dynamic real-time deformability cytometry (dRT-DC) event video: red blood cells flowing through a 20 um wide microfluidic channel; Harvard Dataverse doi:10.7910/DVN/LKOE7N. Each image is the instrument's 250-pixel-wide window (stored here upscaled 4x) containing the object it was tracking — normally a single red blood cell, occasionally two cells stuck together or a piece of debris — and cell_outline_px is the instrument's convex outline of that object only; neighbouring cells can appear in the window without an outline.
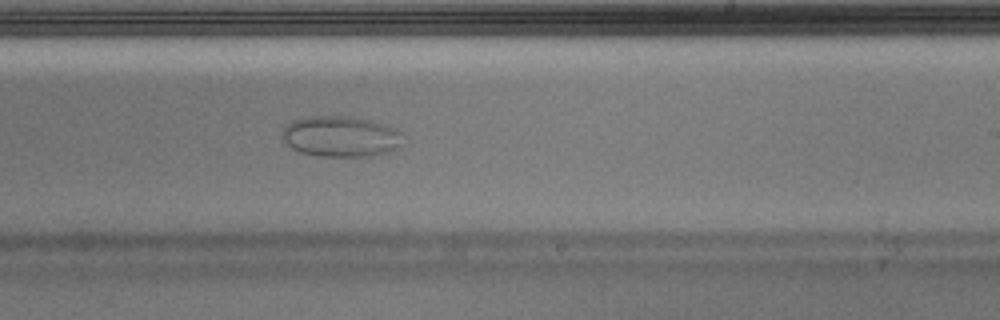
{"species": "Egyptian fruit bat (a non-hibernating species)", "species_latin": "Rousettus aegyptiacus", "temperature_condition": "warm", "stored_images_in_passage": 51, "camera_frame_rate_fps": 3000, "um_per_image_px": 0.085, "animal": {"sex": "male"}, "frame": {"image": 1, "passage_image": 30, "time_ms": 9.667, "image_size_px": [1000, 320], "cell_outline_px": [[404, 132], [400, 144], [392, 152], [368, 156], [320, 156], [300, 152], [292, 148], [280, 136], [284, 128], [292, 120], [308, 116], [348, 116], [372, 120], [400, 128]], "centroid_in_image_um": [29.01, 11.58], "position_along_channel_um": 260.0, "area_um2": 29.13}}